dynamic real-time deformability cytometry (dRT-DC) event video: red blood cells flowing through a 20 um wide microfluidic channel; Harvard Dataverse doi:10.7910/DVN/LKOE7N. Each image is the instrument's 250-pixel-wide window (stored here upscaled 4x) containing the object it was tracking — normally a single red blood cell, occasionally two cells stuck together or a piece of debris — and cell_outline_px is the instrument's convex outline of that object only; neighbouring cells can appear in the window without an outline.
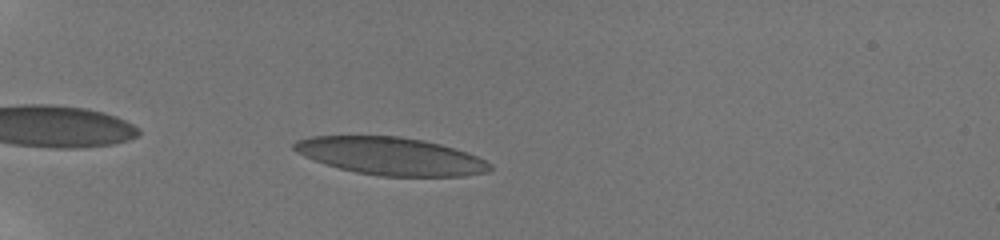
{"species": "human", "species_latin": "Homo sapiens", "temperature_condition": "room temperature", "stored_images_in_passage": 40, "camera_frame_rate_fps": 3000, "um_per_image_px": 0.085, "donor": {"sex": "male"}, "frame": {"image": 1, "passage_image": 3, "time_ms": 0.667, "image_size_px": [1000, 240], "cell_outline_px": [[492, 168], [488, 172], [464, 176], [380, 176], [356, 172], [340, 168], [304, 156], [296, 152], [292, 148], [292, 144], [296, 140], [312, 136], [400, 136], [424, 140], [440, 144], [468, 152], [492, 164]], "centroid_in_image_um": [33.23, 13.26], "position_along_channel_um": 51.8, "area_um2": 42.89}}
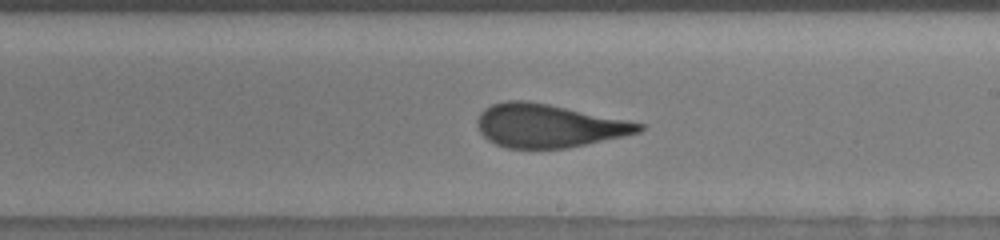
{"frame": {"image": 2, "passage_image": 21, "time_ms": 6.667, "image_size_px": [1000, 240], "cell_outline_px": [[644, 128], [640, 132], [624, 136], [568, 148], [508, 148], [496, 144], [488, 140], [480, 132], [476, 124], [476, 120], [480, 112], [484, 108], [492, 104], [504, 100], [528, 100], [628, 120], [644, 124]], "centroid_in_image_um": [46.6, 10.68], "position_along_channel_um": 242.4, "area_um2": 40.86}}
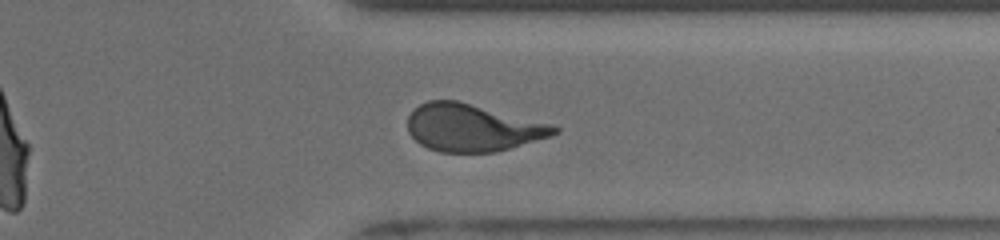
{"frame": {"image": 3, "passage_image": 31, "time_ms": 10.0, "image_size_px": [1000, 240], "cell_outline_px": [[560, 132], [552, 136], [496, 152], [440, 152], [428, 148], [420, 144], [408, 132], [408, 116], [420, 104], [428, 100], [456, 100], [556, 124], [560, 128]], "centroid_in_image_um": [40.22, 10.85], "position_along_channel_um": 371.2, "area_um2": 40.69}, "authors_computed_cell_mechanics": {"area_um2": 41.1536, "velocity_mm_per_s": 3.8596, "shape_relaxation_time_tau1_ms": 8.0691, "shape_relaxation_time_tau2_ms": 0.9093, "deformation_change_tau1": 0.2326, "deformation_change_tau2": 0.0678}}